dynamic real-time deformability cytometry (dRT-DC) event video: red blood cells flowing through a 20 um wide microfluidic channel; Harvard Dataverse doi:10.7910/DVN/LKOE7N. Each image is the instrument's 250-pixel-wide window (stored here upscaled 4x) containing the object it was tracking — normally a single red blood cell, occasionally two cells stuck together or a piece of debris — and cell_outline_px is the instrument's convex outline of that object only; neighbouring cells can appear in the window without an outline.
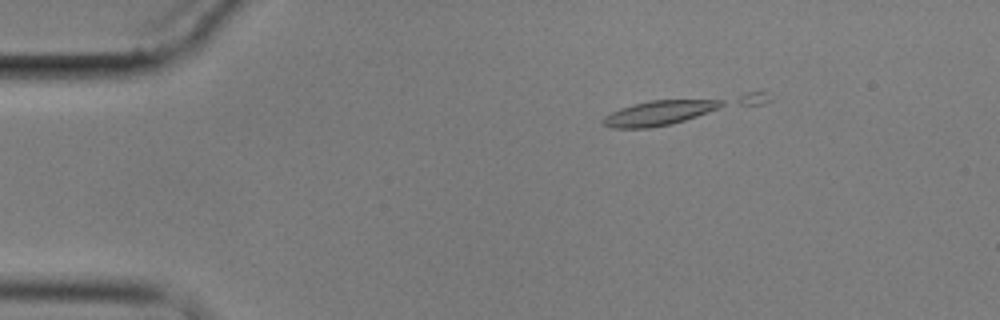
{"species": "common noctule bat (a hibernating species)", "species_latin": "Nyctalus noctula", "temperature_condition": "cold", "stored_images_in_passage": 5, "camera_frame_rate_fps": 3000, "um_per_image_px": 0.085, "animal": {"sex": "male", "body_mass_g": 17.9}, "frame": {"image": 1, "passage_image": 3, "time_ms": 2.333, "image_size_px": [1000, 320], "cell_outline_px": [[772, 100], [764, 104], [672, 124], [648, 128], [612, 128], [600, 124], [600, 120], [604, 116], [620, 108], [632, 104], [648, 100], [748, 92], [764, 92]], "centroid_in_image_um": [57.82, 9.32], "position_along_channel_um": 27.2, "area_um2": 24.85}}